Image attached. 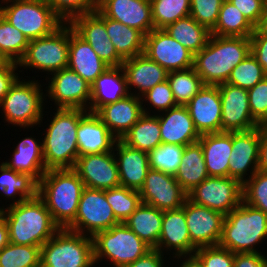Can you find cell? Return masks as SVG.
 <instances>
[{
	"mask_svg": "<svg viewBox=\"0 0 267 267\" xmlns=\"http://www.w3.org/2000/svg\"><path fill=\"white\" fill-rule=\"evenodd\" d=\"M223 0H191L190 16L210 31L215 27Z\"/></svg>",
	"mask_w": 267,
	"mask_h": 267,
	"instance_id": "49",
	"label": "cell"
},
{
	"mask_svg": "<svg viewBox=\"0 0 267 267\" xmlns=\"http://www.w3.org/2000/svg\"><path fill=\"white\" fill-rule=\"evenodd\" d=\"M55 15L63 22L70 23L74 18L94 13L98 9V0H44Z\"/></svg>",
	"mask_w": 267,
	"mask_h": 267,
	"instance_id": "47",
	"label": "cell"
},
{
	"mask_svg": "<svg viewBox=\"0 0 267 267\" xmlns=\"http://www.w3.org/2000/svg\"><path fill=\"white\" fill-rule=\"evenodd\" d=\"M138 192L141 203L161 211L178 209L188 198V194L174 176L153 169L148 170L146 179Z\"/></svg>",
	"mask_w": 267,
	"mask_h": 267,
	"instance_id": "15",
	"label": "cell"
},
{
	"mask_svg": "<svg viewBox=\"0 0 267 267\" xmlns=\"http://www.w3.org/2000/svg\"><path fill=\"white\" fill-rule=\"evenodd\" d=\"M259 146V127L249 131L232 132L229 177L243 185L258 171ZM247 175L249 176L246 177Z\"/></svg>",
	"mask_w": 267,
	"mask_h": 267,
	"instance_id": "20",
	"label": "cell"
},
{
	"mask_svg": "<svg viewBox=\"0 0 267 267\" xmlns=\"http://www.w3.org/2000/svg\"><path fill=\"white\" fill-rule=\"evenodd\" d=\"M33 78L25 81L26 79L21 80L19 77L0 102L1 113L4 116L2 120L8 125L20 129L41 125L45 112L44 102H47L46 93L42 92V84L35 80L36 77Z\"/></svg>",
	"mask_w": 267,
	"mask_h": 267,
	"instance_id": "6",
	"label": "cell"
},
{
	"mask_svg": "<svg viewBox=\"0 0 267 267\" xmlns=\"http://www.w3.org/2000/svg\"><path fill=\"white\" fill-rule=\"evenodd\" d=\"M0 195L12 199L15 205L38 195V182L28 174H21L0 164ZM18 196V198H16Z\"/></svg>",
	"mask_w": 267,
	"mask_h": 267,
	"instance_id": "37",
	"label": "cell"
},
{
	"mask_svg": "<svg viewBox=\"0 0 267 267\" xmlns=\"http://www.w3.org/2000/svg\"><path fill=\"white\" fill-rule=\"evenodd\" d=\"M243 201L267 214V172L257 171L243 184Z\"/></svg>",
	"mask_w": 267,
	"mask_h": 267,
	"instance_id": "48",
	"label": "cell"
},
{
	"mask_svg": "<svg viewBox=\"0 0 267 267\" xmlns=\"http://www.w3.org/2000/svg\"><path fill=\"white\" fill-rule=\"evenodd\" d=\"M185 106L200 135L221 132L222 102L218 85H204Z\"/></svg>",
	"mask_w": 267,
	"mask_h": 267,
	"instance_id": "21",
	"label": "cell"
},
{
	"mask_svg": "<svg viewBox=\"0 0 267 267\" xmlns=\"http://www.w3.org/2000/svg\"><path fill=\"white\" fill-rule=\"evenodd\" d=\"M144 54L168 72L194 66V54L164 29H153L145 35Z\"/></svg>",
	"mask_w": 267,
	"mask_h": 267,
	"instance_id": "14",
	"label": "cell"
},
{
	"mask_svg": "<svg viewBox=\"0 0 267 267\" xmlns=\"http://www.w3.org/2000/svg\"><path fill=\"white\" fill-rule=\"evenodd\" d=\"M187 196L193 203L226 216L242 202L243 185L231 177H208Z\"/></svg>",
	"mask_w": 267,
	"mask_h": 267,
	"instance_id": "12",
	"label": "cell"
},
{
	"mask_svg": "<svg viewBox=\"0 0 267 267\" xmlns=\"http://www.w3.org/2000/svg\"><path fill=\"white\" fill-rule=\"evenodd\" d=\"M251 53L250 38L211 35L194 55V69L205 85L226 83L232 70Z\"/></svg>",
	"mask_w": 267,
	"mask_h": 267,
	"instance_id": "2",
	"label": "cell"
},
{
	"mask_svg": "<svg viewBox=\"0 0 267 267\" xmlns=\"http://www.w3.org/2000/svg\"><path fill=\"white\" fill-rule=\"evenodd\" d=\"M69 24L109 67L122 65L124 60L117 54L106 32L105 16L98 9L94 13L74 18Z\"/></svg>",
	"mask_w": 267,
	"mask_h": 267,
	"instance_id": "17",
	"label": "cell"
},
{
	"mask_svg": "<svg viewBox=\"0 0 267 267\" xmlns=\"http://www.w3.org/2000/svg\"><path fill=\"white\" fill-rule=\"evenodd\" d=\"M140 97L129 94L114 103L101 107L96 114L117 138L122 139L144 114Z\"/></svg>",
	"mask_w": 267,
	"mask_h": 267,
	"instance_id": "24",
	"label": "cell"
},
{
	"mask_svg": "<svg viewBox=\"0 0 267 267\" xmlns=\"http://www.w3.org/2000/svg\"><path fill=\"white\" fill-rule=\"evenodd\" d=\"M175 260L177 259V262L182 260L181 266L178 267H204L203 264L200 262V260L195 255H184V256H174Z\"/></svg>",
	"mask_w": 267,
	"mask_h": 267,
	"instance_id": "59",
	"label": "cell"
},
{
	"mask_svg": "<svg viewBox=\"0 0 267 267\" xmlns=\"http://www.w3.org/2000/svg\"><path fill=\"white\" fill-rule=\"evenodd\" d=\"M67 67L79 74L90 85L109 67L70 24Z\"/></svg>",
	"mask_w": 267,
	"mask_h": 267,
	"instance_id": "29",
	"label": "cell"
},
{
	"mask_svg": "<svg viewBox=\"0 0 267 267\" xmlns=\"http://www.w3.org/2000/svg\"><path fill=\"white\" fill-rule=\"evenodd\" d=\"M267 75L257 59L250 53L242 62L233 68L226 83L249 90Z\"/></svg>",
	"mask_w": 267,
	"mask_h": 267,
	"instance_id": "46",
	"label": "cell"
},
{
	"mask_svg": "<svg viewBox=\"0 0 267 267\" xmlns=\"http://www.w3.org/2000/svg\"><path fill=\"white\" fill-rule=\"evenodd\" d=\"M9 243L8 225L0 214V250Z\"/></svg>",
	"mask_w": 267,
	"mask_h": 267,
	"instance_id": "60",
	"label": "cell"
},
{
	"mask_svg": "<svg viewBox=\"0 0 267 267\" xmlns=\"http://www.w3.org/2000/svg\"><path fill=\"white\" fill-rule=\"evenodd\" d=\"M52 77H46L48 86L45 92L51 101H54L56 108L84 109L88 111L91 85L79 74L68 67L53 72Z\"/></svg>",
	"mask_w": 267,
	"mask_h": 267,
	"instance_id": "13",
	"label": "cell"
},
{
	"mask_svg": "<svg viewBox=\"0 0 267 267\" xmlns=\"http://www.w3.org/2000/svg\"><path fill=\"white\" fill-rule=\"evenodd\" d=\"M149 110L144 104V114L121 139L128 146L147 153L162 143L158 117Z\"/></svg>",
	"mask_w": 267,
	"mask_h": 267,
	"instance_id": "35",
	"label": "cell"
},
{
	"mask_svg": "<svg viewBox=\"0 0 267 267\" xmlns=\"http://www.w3.org/2000/svg\"><path fill=\"white\" fill-rule=\"evenodd\" d=\"M154 29H164L190 15L191 0H150Z\"/></svg>",
	"mask_w": 267,
	"mask_h": 267,
	"instance_id": "42",
	"label": "cell"
},
{
	"mask_svg": "<svg viewBox=\"0 0 267 267\" xmlns=\"http://www.w3.org/2000/svg\"><path fill=\"white\" fill-rule=\"evenodd\" d=\"M29 39L0 15V57L18 64L24 57Z\"/></svg>",
	"mask_w": 267,
	"mask_h": 267,
	"instance_id": "41",
	"label": "cell"
},
{
	"mask_svg": "<svg viewBox=\"0 0 267 267\" xmlns=\"http://www.w3.org/2000/svg\"><path fill=\"white\" fill-rule=\"evenodd\" d=\"M40 267H96L93 238L60 228L41 246Z\"/></svg>",
	"mask_w": 267,
	"mask_h": 267,
	"instance_id": "7",
	"label": "cell"
},
{
	"mask_svg": "<svg viewBox=\"0 0 267 267\" xmlns=\"http://www.w3.org/2000/svg\"><path fill=\"white\" fill-rule=\"evenodd\" d=\"M42 139L46 170L73 169L78 159L77 128L88 112L84 109L56 108Z\"/></svg>",
	"mask_w": 267,
	"mask_h": 267,
	"instance_id": "3",
	"label": "cell"
},
{
	"mask_svg": "<svg viewBox=\"0 0 267 267\" xmlns=\"http://www.w3.org/2000/svg\"><path fill=\"white\" fill-rule=\"evenodd\" d=\"M245 18L255 27H261L265 19L267 0H230Z\"/></svg>",
	"mask_w": 267,
	"mask_h": 267,
	"instance_id": "53",
	"label": "cell"
},
{
	"mask_svg": "<svg viewBox=\"0 0 267 267\" xmlns=\"http://www.w3.org/2000/svg\"><path fill=\"white\" fill-rule=\"evenodd\" d=\"M121 66L125 72L129 93L140 98L152 87L167 80L168 71L144 53L124 60ZM133 87L135 89H132ZM131 90H135V93Z\"/></svg>",
	"mask_w": 267,
	"mask_h": 267,
	"instance_id": "25",
	"label": "cell"
},
{
	"mask_svg": "<svg viewBox=\"0 0 267 267\" xmlns=\"http://www.w3.org/2000/svg\"><path fill=\"white\" fill-rule=\"evenodd\" d=\"M184 211L191 242L197 248L219 244L225 218L222 213L197 205L188 198Z\"/></svg>",
	"mask_w": 267,
	"mask_h": 267,
	"instance_id": "19",
	"label": "cell"
},
{
	"mask_svg": "<svg viewBox=\"0 0 267 267\" xmlns=\"http://www.w3.org/2000/svg\"><path fill=\"white\" fill-rule=\"evenodd\" d=\"M93 245L95 264L105 259L113 267L127 266L152 249L124 223L97 233Z\"/></svg>",
	"mask_w": 267,
	"mask_h": 267,
	"instance_id": "9",
	"label": "cell"
},
{
	"mask_svg": "<svg viewBox=\"0 0 267 267\" xmlns=\"http://www.w3.org/2000/svg\"><path fill=\"white\" fill-rule=\"evenodd\" d=\"M2 207L0 214L8 225L9 242L12 244L41 247L60 229L38 195L7 208Z\"/></svg>",
	"mask_w": 267,
	"mask_h": 267,
	"instance_id": "1",
	"label": "cell"
},
{
	"mask_svg": "<svg viewBox=\"0 0 267 267\" xmlns=\"http://www.w3.org/2000/svg\"><path fill=\"white\" fill-rule=\"evenodd\" d=\"M68 55L69 23H63L52 34L29 40L26 53L18 66L42 70L50 75L68 66Z\"/></svg>",
	"mask_w": 267,
	"mask_h": 267,
	"instance_id": "10",
	"label": "cell"
},
{
	"mask_svg": "<svg viewBox=\"0 0 267 267\" xmlns=\"http://www.w3.org/2000/svg\"><path fill=\"white\" fill-rule=\"evenodd\" d=\"M98 10L107 18L141 31L154 29L150 0H98Z\"/></svg>",
	"mask_w": 267,
	"mask_h": 267,
	"instance_id": "23",
	"label": "cell"
},
{
	"mask_svg": "<svg viewBox=\"0 0 267 267\" xmlns=\"http://www.w3.org/2000/svg\"><path fill=\"white\" fill-rule=\"evenodd\" d=\"M73 170L85 187L106 190L121 186L113 151L79 156Z\"/></svg>",
	"mask_w": 267,
	"mask_h": 267,
	"instance_id": "16",
	"label": "cell"
},
{
	"mask_svg": "<svg viewBox=\"0 0 267 267\" xmlns=\"http://www.w3.org/2000/svg\"><path fill=\"white\" fill-rule=\"evenodd\" d=\"M119 223L106 200V190L84 187L75 220L67 229L93 238Z\"/></svg>",
	"mask_w": 267,
	"mask_h": 267,
	"instance_id": "11",
	"label": "cell"
},
{
	"mask_svg": "<svg viewBox=\"0 0 267 267\" xmlns=\"http://www.w3.org/2000/svg\"><path fill=\"white\" fill-rule=\"evenodd\" d=\"M251 53L262 66L267 75V31L262 27L255 28L250 36Z\"/></svg>",
	"mask_w": 267,
	"mask_h": 267,
	"instance_id": "54",
	"label": "cell"
},
{
	"mask_svg": "<svg viewBox=\"0 0 267 267\" xmlns=\"http://www.w3.org/2000/svg\"><path fill=\"white\" fill-rule=\"evenodd\" d=\"M164 30L194 55L207 45L211 31L190 15L168 25Z\"/></svg>",
	"mask_w": 267,
	"mask_h": 267,
	"instance_id": "38",
	"label": "cell"
},
{
	"mask_svg": "<svg viewBox=\"0 0 267 267\" xmlns=\"http://www.w3.org/2000/svg\"><path fill=\"white\" fill-rule=\"evenodd\" d=\"M167 80L177 105L185 106L205 85L194 67L168 72Z\"/></svg>",
	"mask_w": 267,
	"mask_h": 267,
	"instance_id": "40",
	"label": "cell"
},
{
	"mask_svg": "<svg viewBox=\"0 0 267 267\" xmlns=\"http://www.w3.org/2000/svg\"><path fill=\"white\" fill-rule=\"evenodd\" d=\"M122 66L108 67L91 84L89 112L96 113L104 105L114 103L129 95Z\"/></svg>",
	"mask_w": 267,
	"mask_h": 267,
	"instance_id": "30",
	"label": "cell"
},
{
	"mask_svg": "<svg viewBox=\"0 0 267 267\" xmlns=\"http://www.w3.org/2000/svg\"><path fill=\"white\" fill-rule=\"evenodd\" d=\"M156 115L162 143L186 146L200 139L186 106L178 105Z\"/></svg>",
	"mask_w": 267,
	"mask_h": 267,
	"instance_id": "28",
	"label": "cell"
},
{
	"mask_svg": "<svg viewBox=\"0 0 267 267\" xmlns=\"http://www.w3.org/2000/svg\"><path fill=\"white\" fill-rule=\"evenodd\" d=\"M264 30L267 31V6H266V12H265V19L263 22V25L261 26Z\"/></svg>",
	"mask_w": 267,
	"mask_h": 267,
	"instance_id": "61",
	"label": "cell"
},
{
	"mask_svg": "<svg viewBox=\"0 0 267 267\" xmlns=\"http://www.w3.org/2000/svg\"><path fill=\"white\" fill-rule=\"evenodd\" d=\"M194 255L204 267H233L234 253L219 245L199 247Z\"/></svg>",
	"mask_w": 267,
	"mask_h": 267,
	"instance_id": "51",
	"label": "cell"
},
{
	"mask_svg": "<svg viewBox=\"0 0 267 267\" xmlns=\"http://www.w3.org/2000/svg\"><path fill=\"white\" fill-rule=\"evenodd\" d=\"M84 187L73 169H50L39 180L38 196L60 228L75 220Z\"/></svg>",
	"mask_w": 267,
	"mask_h": 267,
	"instance_id": "4",
	"label": "cell"
},
{
	"mask_svg": "<svg viewBox=\"0 0 267 267\" xmlns=\"http://www.w3.org/2000/svg\"><path fill=\"white\" fill-rule=\"evenodd\" d=\"M218 87L222 102L221 132L249 131L259 127L251 115L246 89L228 83Z\"/></svg>",
	"mask_w": 267,
	"mask_h": 267,
	"instance_id": "18",
	"label": "cell"
},
{
	"mask_svg": "<svg viewBox=\"0 0 267 267\" xmlns=\"http://www.w3.org/2000/svg\"><path fill=\"white\" fill-rule=\"evenodd\" d=\"M162 218L163 211L141 203L124 224L154 249L160 238Z\"/></svg>",
	"mask_w": 267,
	"mask_h": 267,
	"instance_id": "34",
	"label": "cell"
},
{
	"mask_svg": "<svg viewBox=\"0 0 267 267\" xmlns=\"http://www.w3.org/2000/svg\"><path fill=\"white\" fill-rule=\"evenodd\" d=\"M34 136L25 137L14 146L11 159L4 163L8 168L32 176L37 182L47 171L44 163L43 145ZM39 140V141H38Z\"/></svg>",
	"mask_w": 267,
	"mask_h": 267,
	"instance_id": "32",
	"label": "cell"
},
{
	"mask_svg": "<svg viewBox=\"0 0 267 267\" xmlns=\"http://www.w3.org/2000/svg\"><path fill=\"white\" fill-rule=\"evenodd\" d=\"M267 256L263 253H236L233 267H266Z\"/></svg>",
	"mask_w": 267,
	"mask_h": 267,
	"instance_id": "56",
	"label": "cell"
},
{
	"mask_svg": "<svg viewBox=\"0 0 267 267\" xmlns=\"http://www.w3.org/2000/svg\"><path fill=\"white\" fill-rule=\"evenodd\" d=\"M250 112L260 125L267 122V76L247 90Z\"/></svg>",
	"mask_w": 267,
	"mask_h": 267,
	"instance_id": "52",
	"label": "cell"
},
{
	"mask_svg": "<svg viewBox=\"0 0 267 267\" xmlns=\"http://www.w3.org/2000/svg\"><path fill=\"white\" fill-rule=\"evenodd\" d=\"M201 143L209 177H229L232 132L201 134Z\"/></svg>",
	"mask_w": 267,
	"mask_h": 267,
	"instance_id": "31",
	"label": "cell"
},
{
	"mask_svg": "<svg viewBox=\"0 0 267 267\" xmlns=\"http://www.w3.org/2000/svg\"><path fill=\"white\" fill-rule=\"evenodd\" d=\"M174 177L187 194L209 177L199 141L185 146L181 164Z\"/></svg>",
	"mask_w": 267,
	"mask_h": 267,
	"instance_id": "33",
	"label": "cell"
},
{
	"mask_svg": "<svg viewBox=\"0 0 267 267\" xmlns=\"http://www.w3.org/2000/svg\"><path fill=\"white\" fill-rule=\"evenodd\" d=\"M164 255L159 250L151 249L135 262L124 267H165Z\"/></svg>",
	"mask_w": 267,
	"mask_h": 267,
	"instance_id": "57",
	"label": "cell"
},
{
	"mask_svg": "<svg viewBox=\"0 0 267 267\" xmlns=\"http://www.w3.org/2000/svg\"><path fill=\"white\" fill-rule=\"evenodd\" d=\"M105 27L117 54L123 60L144 53L145 35L141 31L107 17Z\"/></svg>",
	"mask_w": 267,
	"mask_h": 267,
	"instance_id": "36",
	"label": "cell"
},
{
	"mask_svg": "<svg viewBox=\"0 0 267 267\" xmlns=\"http://www.w3.org/2000/svg\"><path fill=\"white\" fill-rule=\"evenodd\" d=\"M185 146L161 143L148 153L149 167L172 176L176 175L181 164Z\"/></svg>",
	"mask_w": 267,
	"mask_h": 267,
	"instance_id": "45",
	"label": "cell"
},
{
	"mask_svg": "<svg viewBox=\"0 0 267 267\" xmlns=\"http://www.w3.org/2000/svg\"><path fill=\"white\" fill-rule=\"evenodd\" d=\"M113 152L121 186L139 191L150 169L148 153L128 146L121 139L115 142Z\"/></svg>",
	"mask_w": 267,
	"mask_h": 267,
	"instance_id": "26",
	"label": "cell"
},
{
	"mask_svg": "<svg viewBox=\"0 0 267 267\" xmlns=\"http://www.w3.org/2000/svg\"><path fill=\"white\" fill-rule=\"evenodd\" d=\"M0 15L29 40L48 36L63 24L44 0H4Z\"/></svg>",
	"mask_w": 267,
	"mask_h": 267,
	"instance_id": "8",
	"label": "cell"
},
{
	"mask_svg": "<svg viewBox=\"0 0 267 267\" xmlns=\"http://www.w3.org/2000/svg\"><path fill=\"white\" fill-rule=\"evenodd\" d=\"M18 67V64L13 62H3L0 65V102L19 78L20 74L16 73Z\"/></svg>",
	"mask_w": 267,
	"mask_h": 267,
	"instance_id": "55",
	"label": "cell"
},
{
	"mask_svg": "<svg viewBox=\"0 0 267 267\" xmlns=\"http://www.w3.org/2000/svg\"><path fill=\"white\" fill-rule=\"evenodd\" d=\"M106 200L120 223H124L141 204L140 193L123 186L106 189Z\"/></svg>",
	"mask_w": 267,
	"mask_h": 267,
	"instance_id": "44",
	"label": "cell"
},
{
	"mask_svg": "<svg viewBox=\"0 0 267 267\" xmlns=\"http://www.w3.org/2000/svg\"><path fill=\"white\" fill-rule=\"evenodd\" d=\"M154 249L162 254L173 252L171 257L194 255L197 247L190 239L184 205L178 209L163 211L160 238Z\"/></svg>",
	"mask_w": 267,
	"mask_h": 267,
	"instance_id": "22",
	"label": "cell"
},
{
	"mask_svg": "<svg viewBox=\"0 0 267 267\" xmlns=\"http://www.w3.org/2000/svg\"><path fill=\"white\" fill-rule=\"evenodd\" d=\"M254 31L255 27L234 5L229 1H223L211 35L250 38Z\"/></svg>",
	"mask_w": 267,
	"mask_h": 267,
	"instance_id": "39",
	"label": "cell"
},
{
	"mask_svg": "<svg viewBox=\"0 0 267 267\" xmlns=\"http://www.w3.org/2000/svg\"><path fill=\"white\" fill-rule=\"evenodd\" d=\"M258 171L267 172V122L259 125Z\"/></svg>",
	"mask_w": 267,
	"mask_h": 267,
	"instance_id": "58",
	"label": "cell"
},
{
	"mask_svg": "<svg viewBox=\"0 0 267 267\" xmlns=\"http://www.w3.org/2000/svg\"><path fill=\"white\" fill-rule=\"evenodd\" d=\"M141 100L148 103L147 106L149 105L151 109L155 108V115L178 106L168 80L152 87L141 97Z\"/></svg>",
	"mask_w": 267,
	"mask_h": 267,
	"instance_id": "50",
	"label": "cell"
},
{
	"mask_svg": "<svg viewBox=\"0 0 267 267\" xmlns=\"http://www.w3.org/2000/svg\"><path fill=\"white\" fill-rule=\"evenodd\" d=\"M41 247L8 243L0 250V267H40Z\"/></svg>",
	"mask_w": 267,
	"mask_h": 267,
	"instance_id": "43",
	"label": "cell"
},
{
	"mask_svg": "<svg viewBox=\"0 0 267 267\" xmlns=\"http://www.w3.org/2000/svg\"><path fill=\"white\" fill-rule=\"evenodd\" d=\"M116 141L117 138L96 113L88 111L80 119L77 128L79 156L111 152Z\"/></svg>",
	"mask_w": 267,
	"mask_h": 267,
	"instance_id": "27",
	"label": "cell"
},
{
	"mask_svg": "<svg viewBox=\"0 0 267 267\" xmlns=\"http://www.w3.org/2000/svg\"><path fill=\"white\" fill-rule=\"evenodd\" d=\"M5 62L2 58H0V65Z\"/></svg>",
	"mask_w": 267,
	"mask_h": 267,
	"instance_id": "62",
	"label": "cell"
},
{
	"mask_svg": "<svg viewBox=\"0 0 267 267\" xmlns=\"http://www.w3.org/2000/svg\"><path fill=\"white\" fill-rule=\"evenodd\" d=\"M267 239V214L243 200L223 220L219 246L236 253H263L257 245Z\"/></svg>",
	"mask_w": 267,
	"mask_h": 267,
	"instance_id": "5",
	"label": "cell"
}]
</instances>
